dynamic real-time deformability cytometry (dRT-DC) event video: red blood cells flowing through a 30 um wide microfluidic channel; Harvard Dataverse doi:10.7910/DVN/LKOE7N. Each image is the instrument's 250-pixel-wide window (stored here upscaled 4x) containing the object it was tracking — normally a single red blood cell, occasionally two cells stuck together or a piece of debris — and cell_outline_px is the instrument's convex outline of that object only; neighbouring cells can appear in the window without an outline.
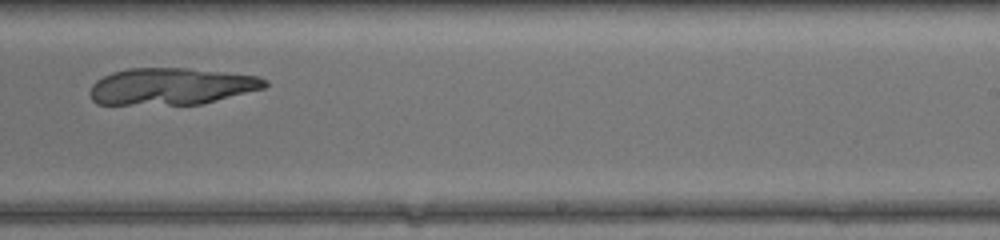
{"species": "common noctule bat (a hibernating species)", "species_latin": "Nyctalus noctula", "temperature_condition": "warm", "stored_images_in_passage": 28, "camera_frame_rate_fps": 3000, "um_per_image_px": 0.085, "animal": {"sex": "female", "body_mass_g": 17.0, "forearm_length_mm": 48.0}, "frame": {"image": 1, "passage_image": 19, "time_ms": 6.0, "image_size_px": [1000, 240], "cell_outline_px": [[268, 84], [264, 88], [200, 104], [96, 104], [92, 100], [88, 92], [92, 84], [96, 80], [112, 72], [128, 68], [184, 68], [224, 72], [256, 76], [268, 80]], "centroid_in_image_um": [14.51, 7.34], "position_along_channel_um": 274.5, "area_um2": 37.34}}